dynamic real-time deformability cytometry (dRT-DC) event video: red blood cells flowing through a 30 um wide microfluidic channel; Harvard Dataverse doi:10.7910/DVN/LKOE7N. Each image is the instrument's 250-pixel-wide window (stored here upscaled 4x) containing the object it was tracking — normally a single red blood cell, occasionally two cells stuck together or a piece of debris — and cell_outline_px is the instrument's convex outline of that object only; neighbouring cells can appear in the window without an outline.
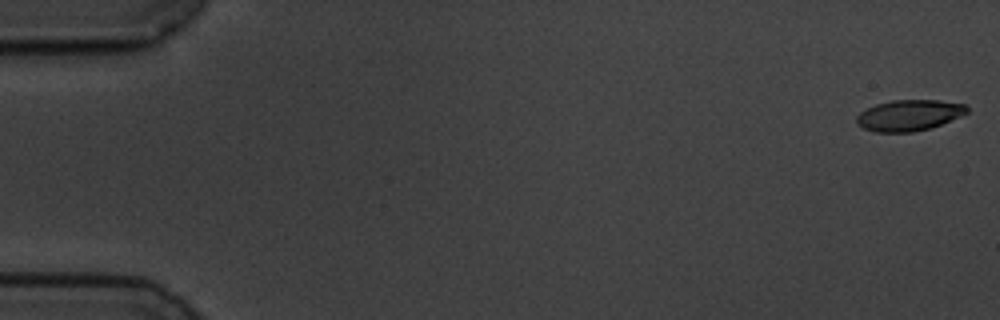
{"species": "common noctule bat (a hibernating species)", "species_latin": "Nyctalus noctula", "temperature_condition": "cold", "stored_images_in_passage": 58, "camera_frame_rate_fps": 3000, "um_per_image_px": 0.085, "animal": {"sex": "male", "body_mass_g": 19.5, "forearm_length_mm": 54.6}, "frame": {"image": 1, "passage_image": 1, "time_ms": 0.0, "image_size_px": [1000, 320], "cell_outline_px": [[968, 112], [940, 124], [928, 128], [912, 132], [876, 132], [864, 128], [856, 124], [856, 116], [860, 112], [876, 104], [892, 100], [936, 100], [964, 104], [968, 108]], "centroid_in_image_um": [77.22, 9.79], "position_along_channel_um": 7.8, "area_um2": 19.65}}
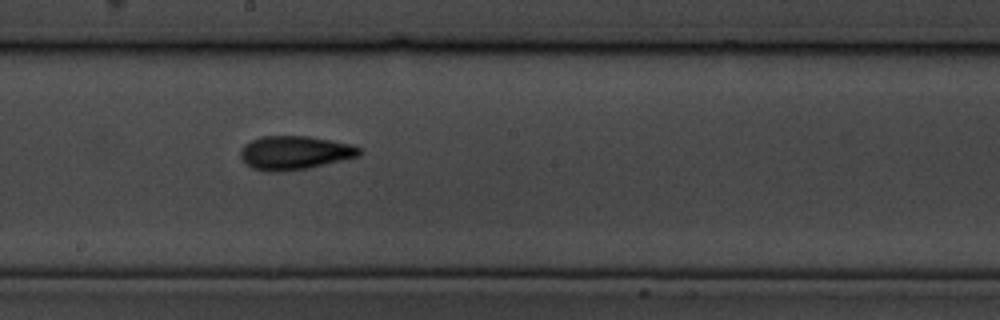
{"frame": {"image": 2, "passage_image": 32, "time_ms": 10.333, "image_size_px": [1000, 320], "cell_outline_px": [[364, 152], [360, 156], [308, 168], [280, 172], [268, 172], [252, 168], [244, 164], [240, 156], [240, 148], [244, 144], [260, 136], [308, 136], [352, 144], [360, 148]], "centroid_in_image_um": [25.03, 12.99], "position_along_channel_um": 223.2, "area_um2": 23.64}}
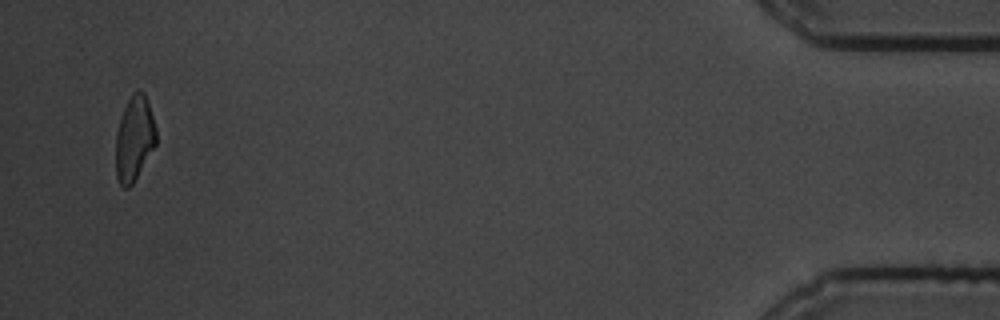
{"frame": {"image": 3, "passage_image": 56, "time_ms": 18.333, "image_size_px": [1000, 320], "cell_outline_px": [[156, 144], [132, 184], [128, 188], [124, 188], [120, 184], [116, 176], [116, 132], [120, 116], [132, 92], [136, 88], [140, 88], [144, 92], [156, 128]], "centroid_in_image_um": [11.4, 11.74], "position_along_channel_um": 423.8, "area_um2": 19.94}, "authors_computed_cell_mechanics": {"area_um2": 21.2704, "velocity_mm_per_s": 3.5041, "shape_relaxation_time_tau1_ms": 4.9908, "shape_relaxation_time_tau2_ms": 3.3616, "deformation_change_tau1": 0.1404, "deformation_change_tau2": 0.0933}}